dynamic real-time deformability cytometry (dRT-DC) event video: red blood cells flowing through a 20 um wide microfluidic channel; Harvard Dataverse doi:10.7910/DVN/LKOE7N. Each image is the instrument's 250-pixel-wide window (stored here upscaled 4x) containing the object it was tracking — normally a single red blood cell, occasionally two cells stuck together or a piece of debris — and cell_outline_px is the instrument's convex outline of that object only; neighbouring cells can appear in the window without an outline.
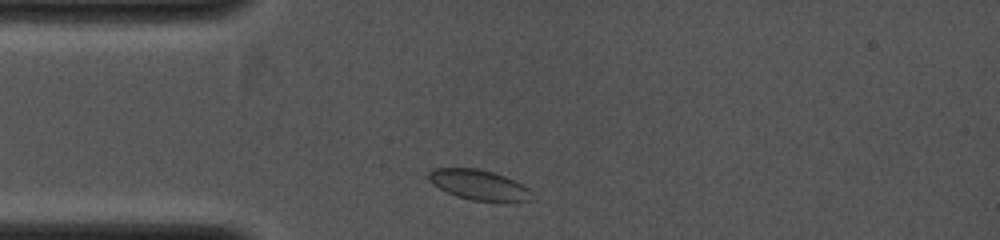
{"species": "common noctule bat (a hibernating species)", "species_latin": "Nyctalus noctula", "temperature_condition": "cold", "stored_images_in_passage": 29, "camera_frame_rate_fps": 4000, "um_per_image_px": 0.085, "animal": {"sex": "female", "body_mass_g": 19.0, "forearm_length_mm": 53.3}, "frame": {"image": 1, "passage_image": 1, "time_ms": 0.0, "image_size_px": [1000, 240], "cell_outline_px": [[532, 192], [528, 200], [508, 204], [472, 200], [456, 196], [432, 184], [428, 180], [428, 172], [436, 168], [476, 168], [492, 172], [504, 176], [528, 188]], "centroid_in_image_um": [40.71, 15.75], "position_along_channel_um": 44.3, "area_um2": 18.32}}
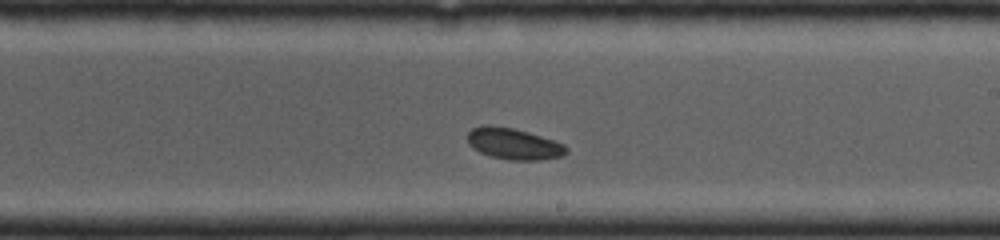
{"frame": {"image": 2, "passage_image": 16, "time_ms": 3.75, "image_size_px": [1000, 240], "cell_outline_px": [[568, 152], [564, 156], [540, 160], [508, 160], [492, 156], [480, 152], [468, 140], [468, 132], [472, 128], [480, 124], [492, 124], [512, 128], [528, 132], [564, 144], [568, 148]], "centroid_in_image_um": [43.69, 12.21], "position_along_channel_um": 245.3, "area_um2": 17.98}}
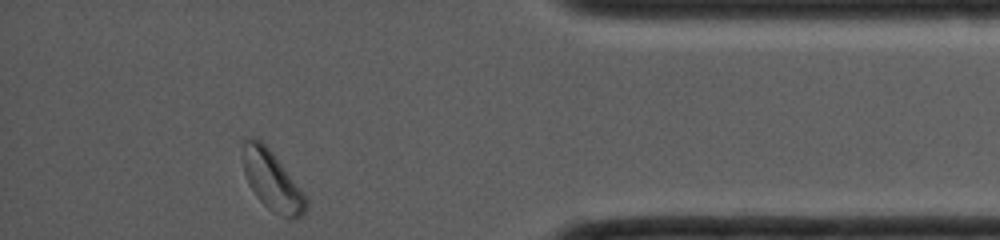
{"frame": {"image": 3, "passage_image": 29, "time_ms": 7.0, "image_size_px": [1000, 240], "cell_outline_px": [[308, 204], [304, 212], [300, 216], [292, 220], [268, 208], [256, 196], [248, 184], [244, 172], [244, 140], [252, 136], [256, 136], [272, 152], [304, 192], [308, 200]], "centroid_in_image_um": [23.14, 15.36], "position_along_channel_um": 412.1, "area_um2": 21.56}}